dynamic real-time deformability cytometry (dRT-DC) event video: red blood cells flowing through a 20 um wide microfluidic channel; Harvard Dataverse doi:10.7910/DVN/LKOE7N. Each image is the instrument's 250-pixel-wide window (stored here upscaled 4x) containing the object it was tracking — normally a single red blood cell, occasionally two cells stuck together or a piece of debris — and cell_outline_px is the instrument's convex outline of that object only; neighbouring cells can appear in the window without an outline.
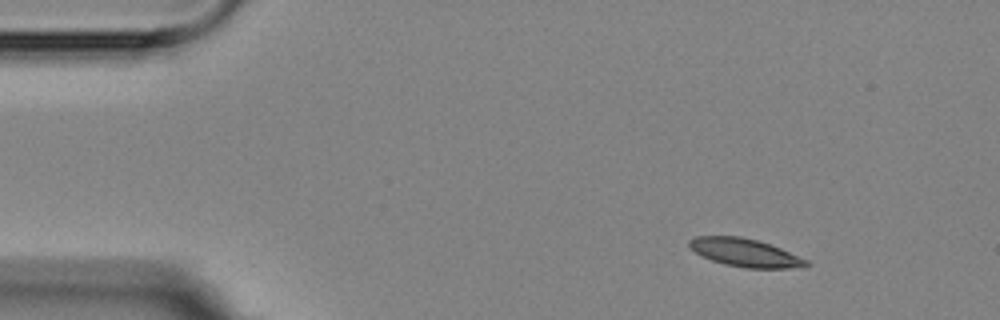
{"species": "Egyptian fruit bat (a non-hibernating species)", "species_latin": "Rousettus aegyptiacus", "temperature_condition": "room temperature", "stored_images_in_passage": 5, "camera_frame_rate_fps": 3000, "um_per_image_px": 0.085, "animal": {"sex": "female"}, "frame": {"image": 1, "passage_image": 1, "time_ms": 0.0, "image_size_px": [1000, 320], "cell_outline_px": [[812, 264], [788, 268], [744, 268], [724, 264], [700, 256], [688, 244], [688, 240], [696, 236], [740, 236], [756, 240], [780, 248], [808, 260]], "centroid_in_image_um": [63.3, 21.47], "position_along_channel_um": 21.7, "area_um2": 18.96}}
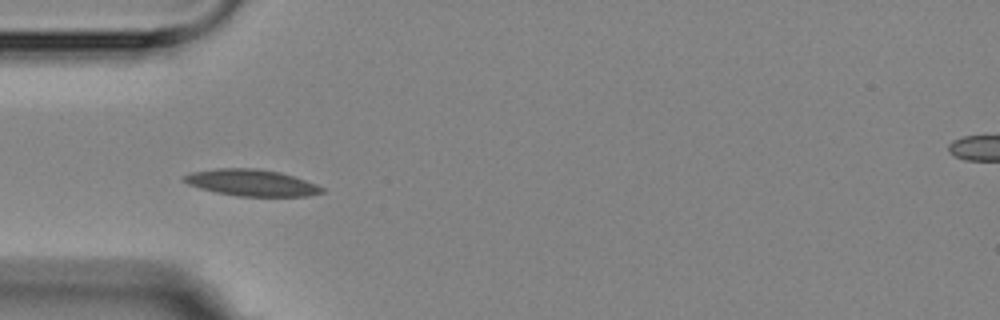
{"frame": {"image": 2, "passage_image": 4, "time_ms": 3.333, "image_size_px": [1000, 320], "cell_outline_px": [[324, 192], [308, 196], [240, 196], [216, 192], [200, 188], [188, 184], [184, 180], [184, 176], [192, 172], [216, 168], [256, 168], [280, 172], [316, 184], [324, 188]], "centroid_in_image_um": [21.39, 15.53], "position_along_channel_um": 63.6, "area_um2": 21.1}}
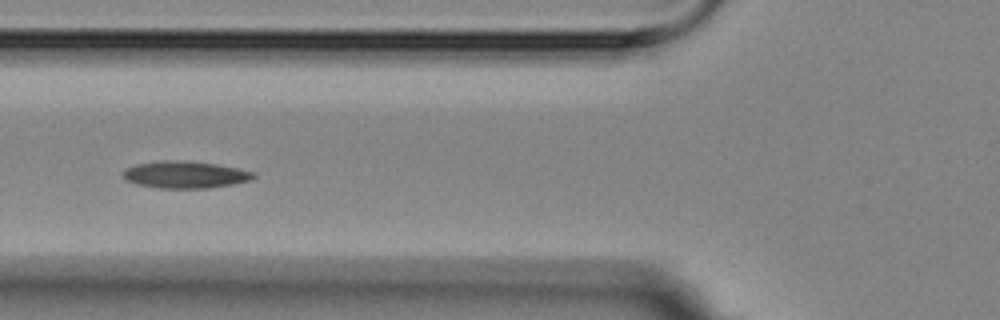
{"frame": {"image": 3, "passage_image": 5, "time_ms": 4.667, "image_size_px": [1000, 320], "cell_outline_px": [[256, 176], [248, 180], [232, 184], [208, 188], [160, 188], [136, 184], [124, 180], [120, 176], [128, 168], [136, 164], [164, 160], [184, 160], [216, 164], [256, 172]], "centroid_in_image_um": [15.7, 14.84], "position_along_channel_um": 110.1, "area_um2": 20.52}}